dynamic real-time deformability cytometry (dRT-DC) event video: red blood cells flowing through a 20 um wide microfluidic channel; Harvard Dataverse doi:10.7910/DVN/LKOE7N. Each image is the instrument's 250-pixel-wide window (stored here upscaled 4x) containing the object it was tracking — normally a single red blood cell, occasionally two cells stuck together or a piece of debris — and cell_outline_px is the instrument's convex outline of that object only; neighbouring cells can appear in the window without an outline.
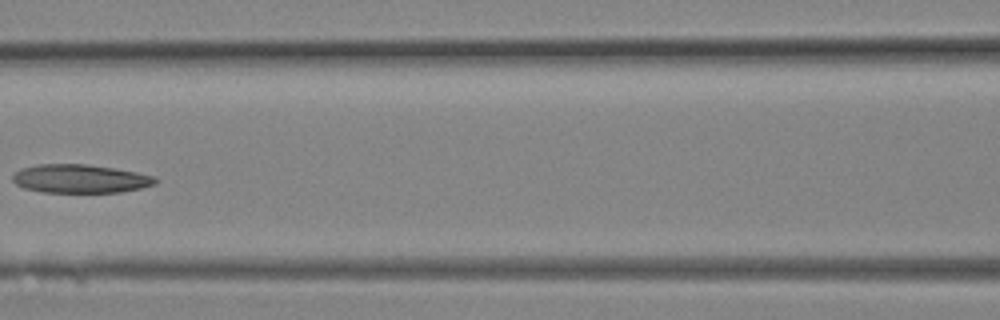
{"species": "Egyptian fruit bat (a non-hibernating species)", "species_latin": "Rousettus aegyptiacus", "temperature_condition": "room temperature", "stored_images_in_passage": 15, "camera_frame_rate_fps": 3000, "um_per_image_px": 0.085, "animal": {"sex": "female"}, "frame": {"image": 1, "passage_image": 11, "time_ms": 3.333, "image_size_px": [1000, 320], "cell_outline_px": [[160, 180], [156, 184], [140, 188], [120, 192], [40, 192], [24, 188], [16, 184], [12, 180], [12, 176], [20, 168], [36, 164], [88, 164], [116, 168], [156, 176]], "centroid_in_image_um": [6.83, 15.18], "position_along_channel_um": 159.8, "area_um2": 23.99}}